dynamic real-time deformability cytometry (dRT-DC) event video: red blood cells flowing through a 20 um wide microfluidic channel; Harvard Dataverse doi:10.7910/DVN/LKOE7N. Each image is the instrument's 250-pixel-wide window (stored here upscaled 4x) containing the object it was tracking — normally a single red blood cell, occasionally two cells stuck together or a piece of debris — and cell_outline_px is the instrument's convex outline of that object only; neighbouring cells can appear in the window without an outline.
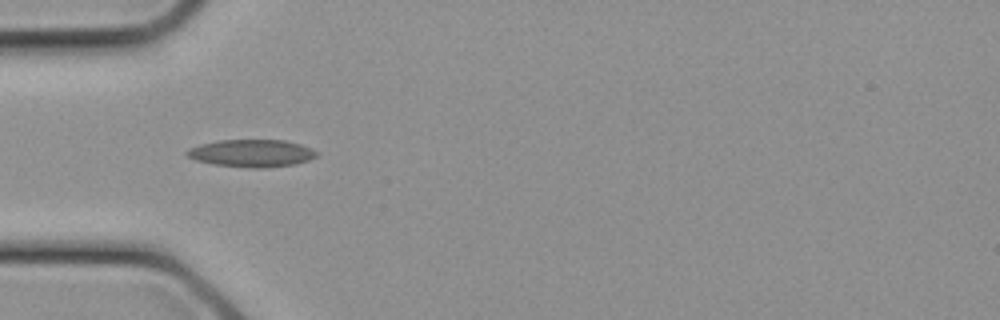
{"species": "common noctule bat (a hibernating species)", "species_latin": "Nyctalus noctula", "temperature_condition": "cold", "stored_images_in_passage": 9, "camera_frame_rate_fps": 3000, "um_per_image_px": 0.085, "animal": {"sex": "female", "body_mass_g": 21.9}, "frame": {"image": 1, "passage_image": 6, "time_ms": 1.667, "image_size_px": [1000, 320], "cell_outline_px": [[320, 152], [316, 156], [308, 160], [296, 164], [260, 168], [256, 168], [212, 164], [196, 160], [188, 156], [184, 152], [188, 148], [200, 144], [220, 140], [284, 140], [300, 144], [312, 148]], "centroid_in_image_um": [21.4, 13.02], "position_along_channel_um": 63.6, "area_um2": 20.75}}
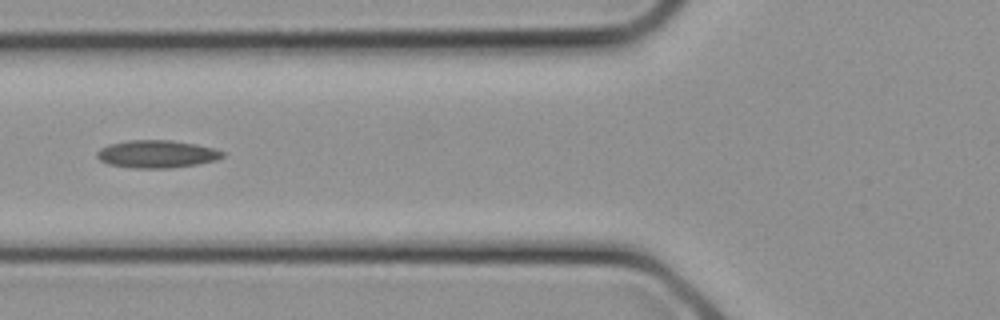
{"frame": {"image": 2, "passage_image": 8, "time_ms": 2.333, "image_size_px": [1000, 320], "cell_outline_px": [[224, 156], [216, 160], [196, 164], [168, 168], [136, 168], [108, 164], [100, 160], [96, 156], [96, 152], [100, 148], [108, 144], [128, 140], [172, 140], [196, 144], [212, 148], [224, 152]], "centroid_in_image_um": [13.29, 13.08], "position_along_channel_um": 112.5, "area_um2": 20.17}}